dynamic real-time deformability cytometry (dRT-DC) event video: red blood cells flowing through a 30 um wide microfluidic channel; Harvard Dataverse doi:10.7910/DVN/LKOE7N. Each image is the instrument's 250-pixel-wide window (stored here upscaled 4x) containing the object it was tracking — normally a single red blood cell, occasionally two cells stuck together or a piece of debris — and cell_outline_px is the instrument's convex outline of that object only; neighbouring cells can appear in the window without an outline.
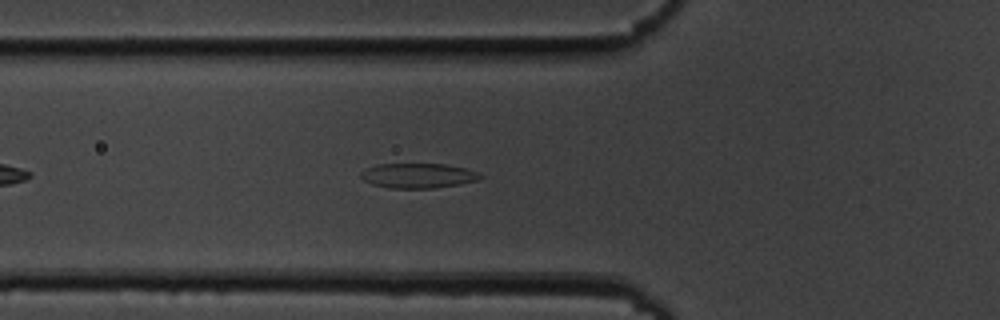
{"species": "common noctule bat (a hibernating species)", "species_latin": "Nyctalus noctula", "temperature_condition": "cold", "stored_images_in_passage": 45, "camera_frame_rate_fps": 3000, "um_per_image_px": 0.085, "animal": {"sex": "male", "body_mass_g": 19.5, "forearm_length_mm": 54.6}, "frame": {"image": 1, "passage_image": 8, "time_ms": 2.333, "image_size_px": [1000, 320], "cell_outline_px": [[484, 176], [480, 180], [460, 184], [432, 188], [388, 188], [372, 184], [364, 180], [360, 176], [360, 172], [364, 168], [376, 164], [444, 164], [464, 168], [476, 172]], "centroid_in_image_um": [35.51, 14.93], "position_along_channel_um": 90.3, "area_um2": 17.34}}
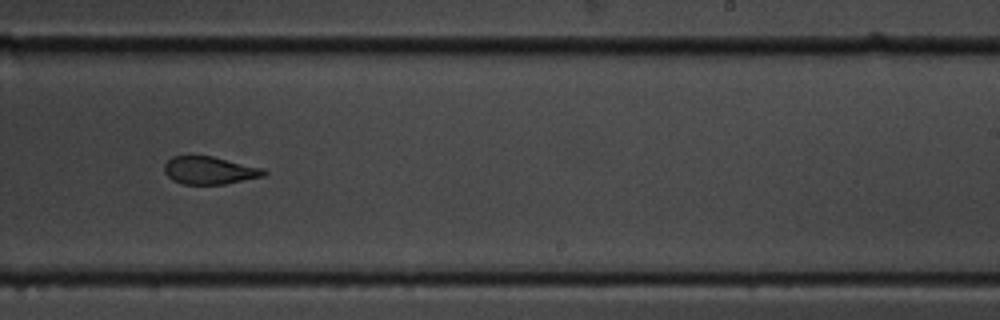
{"frame": {"image": 2, "passage_image": 23, "time_ms": 7.333, "image_size_px": [1000, 320], "cell_outline_px": [[268, 172], [264, 176], [224, 184], [184, 184], [172, 180], [164, 172], [164, 164], [172, 156], [212, 156], [264, 168]], "centroid_in_image_um": [17.81, 14.48], "position_along_channel_um": 271.2, "area_um2": 16.07}}
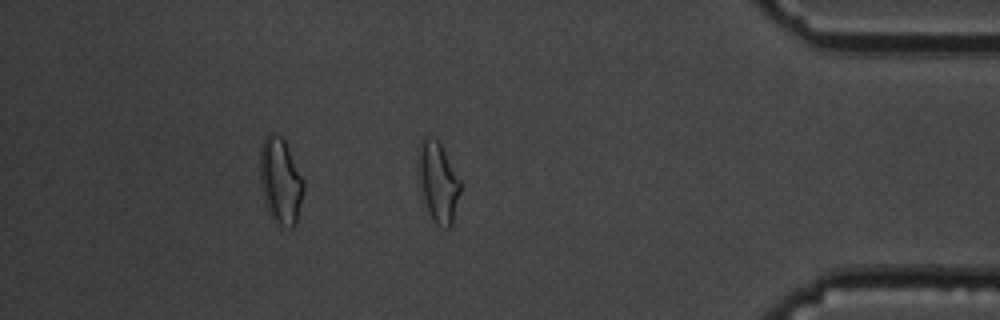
{"frame": {"image": 3, "passage_image": 36, "time_ms": 11.667, "image_size_px": [1000, 320], "cell_outline_px": [[460, 192], [452, 224], [448, 228], [444, 228], [436, 224], [432, 220], [420, 184], [416, 164], [416, 156], [420, 140], [424, 136], [432, 136], [440, 144], [460, 180]], "centroid_in_image_um": [37.2, 15.42], "position_along_channel_um": 398.0, "area_um2": 19.54}}